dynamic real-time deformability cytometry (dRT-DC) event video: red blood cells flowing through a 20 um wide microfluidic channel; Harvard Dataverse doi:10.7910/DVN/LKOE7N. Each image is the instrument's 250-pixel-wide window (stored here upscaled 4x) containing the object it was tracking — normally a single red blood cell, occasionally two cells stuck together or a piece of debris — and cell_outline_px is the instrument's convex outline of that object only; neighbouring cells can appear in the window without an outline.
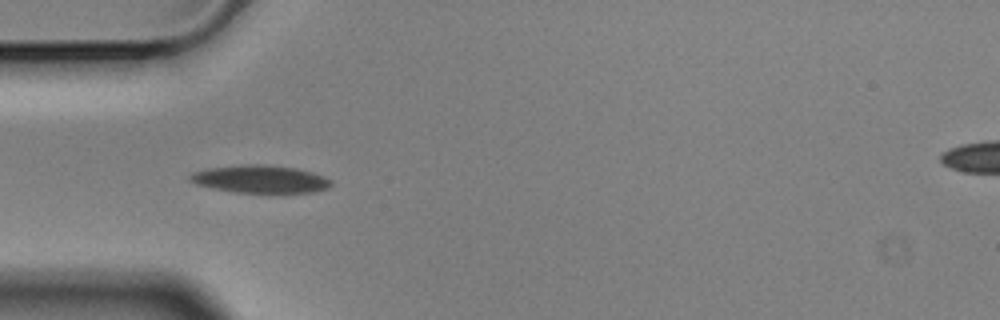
{"species": "Egyptian fruit bat (a non-hibernating species)", "species_latin": "Rousettus aegyptiacus", "temperature_condition": "cold", "stored_images_in_passage": 5, "camera_frame_rate_fps": 3000, "um_per_image_px": 0.085, "animal": {"sex": "male"}, "frame": {"image": 1, "passage_image": 5, "time_ms": 1.333, "image_size_px": [1000, 320], "cell_outline_px": [[332, 184], [328, 188], [312, 192], [236, 192], [196, 184], [188, 180], [188, 176], [192, 172], [204, 168], [240, 164], [264, 164], [296, 168], [312, 172], [324, 176], [332, 180]], "centroid_in_image_um": [22.09, 15.2], "position_along_channel_um": 62.9, "area_um2": 22.83}}